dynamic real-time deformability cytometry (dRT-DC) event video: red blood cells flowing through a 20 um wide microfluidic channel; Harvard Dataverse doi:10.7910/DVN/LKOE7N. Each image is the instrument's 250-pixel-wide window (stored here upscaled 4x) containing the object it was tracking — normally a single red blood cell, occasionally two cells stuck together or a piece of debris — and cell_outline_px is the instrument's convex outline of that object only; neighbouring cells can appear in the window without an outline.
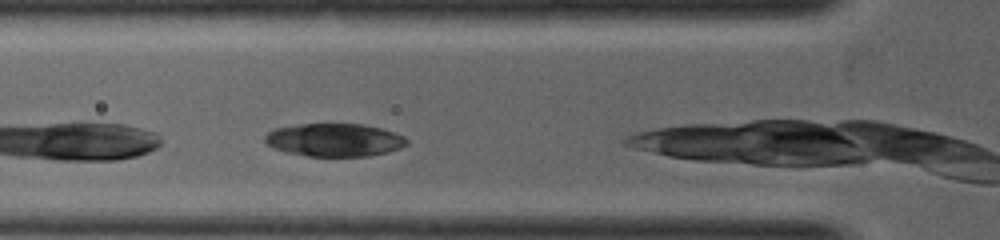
{"species": "common noctule bat (a hibernating species)", "species_latin": "Nyctalus noctula", "temperature_condition": "warm", "stored_images_in_passage": 3, "camera_frame_rate_fps": 5000, "um_per_image_px": 0.085, "animal": {"sex": "female", "body_mass_g": 19.0, "forearm_length_mm": 53.3}, "frame": {"image": 1, "passage_image": 3, "time_ms": 0.6, "image_size_px": [1000, 240], "cell_outline_px": [[408, 144], [400, 148], [388, 152], [368, 156], [308, 156], [284, 152], [272, 148], [264, 144], [264, 136], [268, 132], [276, 128], [300, 124], [364, 124], [380, 128], [404, 136], [408, 140]], "centroid_in_image_um": [28.39, 11.9], "position_along_channel_um": 97.4, "area_um2": 27.46}}